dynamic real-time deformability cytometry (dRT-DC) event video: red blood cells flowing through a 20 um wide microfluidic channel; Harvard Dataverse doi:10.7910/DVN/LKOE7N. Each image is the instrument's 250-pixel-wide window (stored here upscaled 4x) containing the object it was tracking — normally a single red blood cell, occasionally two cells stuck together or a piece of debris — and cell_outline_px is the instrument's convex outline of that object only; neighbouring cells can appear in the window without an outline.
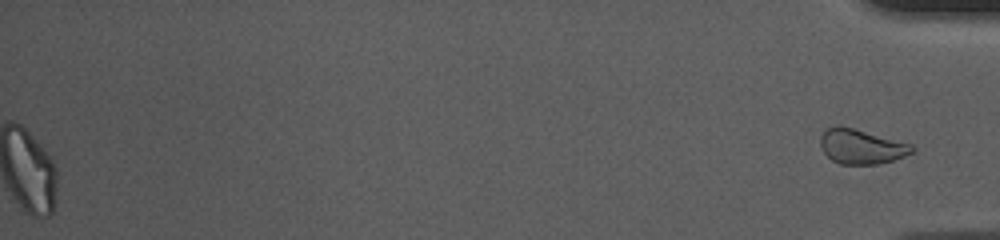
{"species": "common noctule bat (a hibernating species)", "species_latin": "Nyctalus noctula", "temperature_condition": "cold", "stored_images_in_passage": 53, "segment_of_instrument_passage": [2, 2], "camera_frame_rate_fps": 3000, "um_per_image_px": 0.085, "animal": {"sex": "female", "body_mass_g": 10.0, "forearm_length_mm": 53.1}, "frame": {"image": 1, "passage_image": 53, "time_ms": 17.333, "image_size_px": [1000, 240], "cell_outline_px": [[916, 148], [912, 152], [904, 156], [892, 160], [876, 164], [840, 164], [832, 160], [820, 148], [820, 136], [828, 128], [836, 124], [852, 128], [912, 144]], "centroid_in_image_um": [73.19, 12.45], "position_along_channel_um": 362.0, "area_um2": 18.38}}